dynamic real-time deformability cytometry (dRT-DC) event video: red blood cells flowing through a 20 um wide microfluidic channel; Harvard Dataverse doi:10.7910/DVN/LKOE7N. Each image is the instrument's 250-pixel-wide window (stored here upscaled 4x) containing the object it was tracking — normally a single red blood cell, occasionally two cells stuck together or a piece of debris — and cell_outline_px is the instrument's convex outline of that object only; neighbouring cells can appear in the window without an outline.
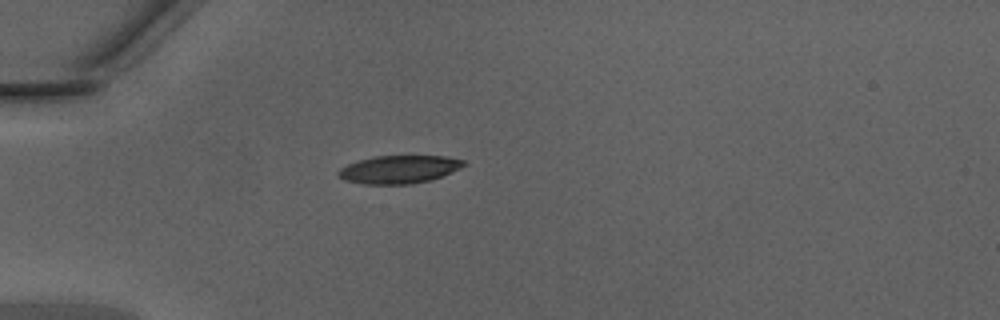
{"species": "Egyptian fruit bat (a non-hibernating species)", "species_latin": "Rousettus aegyptiacus", "temperature_condition": "warm", "stored_images_in_passage": 29, "camera_frame_rate_fps": 3000, "um_per_image_px": 0.085, "animal": {"sex": "male"}, "frame": {"image": 1, "passage_image": 1, "time_ms": 0.0, "image_size_px": [1000, 320], "cell_outline_px": [[468, 164], [460, 168], [432, 180], [412, 184], [364, 184], [344, 180], [336, 176], [336, 172], [340, 168], [348, 164], [360, 160], [376, 156], [444, 156], [464, 160]], "centroid_in_image_um": [33.91, 14.4], "position_along_channel_um": 51.1, "area_um2": 20.52}}
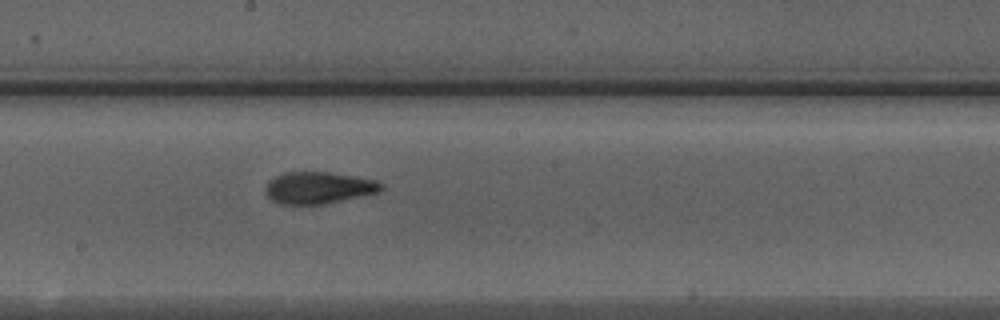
{"frame": {"image": 2, "passage_image": 14, "time_ms": 4.333, "image_size_px": [1000, 320], "cell_outline_px": [[384, 188], [380, 192], [324, 204], [276, 204], [264, 192], [264, 188], [268, 180], [284, 172], [328, 172], [356, 176], [372, 180], [384, 184]], "centroid_in_image_um": [27.04, 15.96], "position_along_channel_um": 221.2, "area_um2": 21.62}}
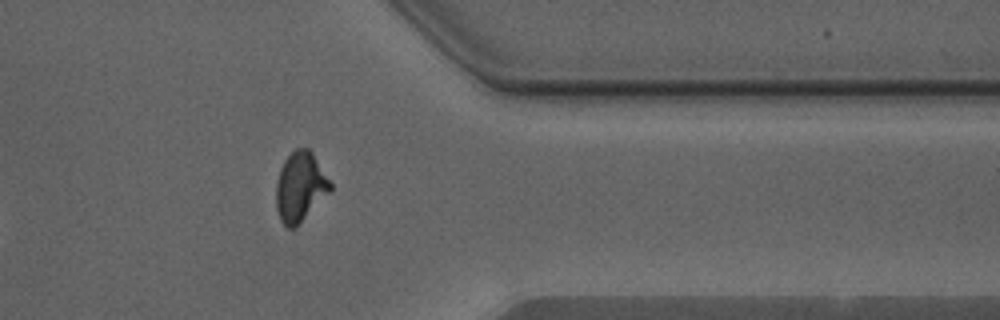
{"frame": {"image": 3, "passage_image": 26, "time_ms": 8.333, "image_size_px": [1000, 320], "cell_outline_px": [[332, 188], [296, 228], [288, 228], [280, 220], [276, 208], [276, 184], [280, 168], [284, 160], [296, 148], [308, 148], [312, 152], [332, 184]], "centroid_in_image_um": [25.5, 15.89], "position_along_channel_um": 385.9, "area_um2": 21.79}, "authors_computed_cell_mechanics": {"area_um2": 21.4438, "velocity_mm_per_s": 4.3516, "shape_relaxation_time_tau1_ms": 4.6368, "shape_relaxation_time_tau2_ms": 1.3151, "deformation_change_tau1": 0.1858, "deformation_change_tau2": 0.0785}}